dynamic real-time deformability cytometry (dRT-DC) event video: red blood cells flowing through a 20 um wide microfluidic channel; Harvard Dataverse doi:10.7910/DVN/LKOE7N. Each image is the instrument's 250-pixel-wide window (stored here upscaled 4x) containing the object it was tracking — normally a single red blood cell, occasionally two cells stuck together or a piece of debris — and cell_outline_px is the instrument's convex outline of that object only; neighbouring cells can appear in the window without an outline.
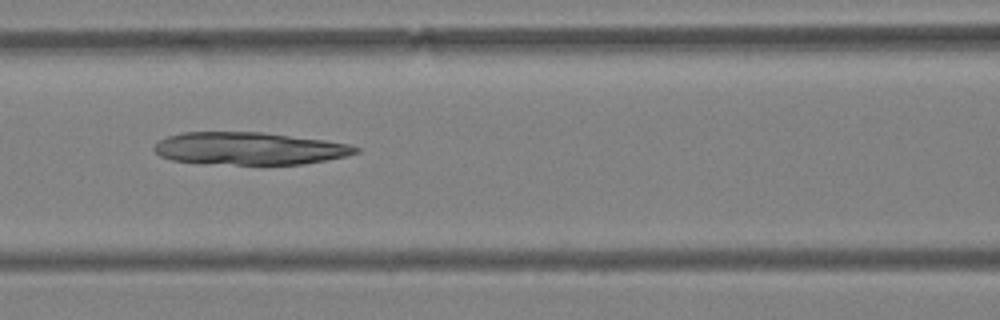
{"species": "Egyptian fruit bat (a non-hibernating species)", "species_latin": "Rousettus aegyptiacus", "temperature_condition": "warm", "stored_images_in_passage": 36, "camera_frame_rate_fps": 3000, "um_per_image_px": 0.085, "animal": {"sex": "female"}, "frame": {"image": 1, "passage_image": 17, "time_ms": 5.333, "image_size_px": [1000, 320], "cell_outline_px": [[360, 152], [344, 156], [304, 164], [236, 164], [172, 160], [160, 156], [152, 148], [160, 140], [168, 136], [184, 132], [260, 132], [324, 140], [348, 144], [360, 148]], "centroid_in_image_um": [21.2, 12.61], "position_along_channel_um": 145.4, "area_um2": 37.57}}
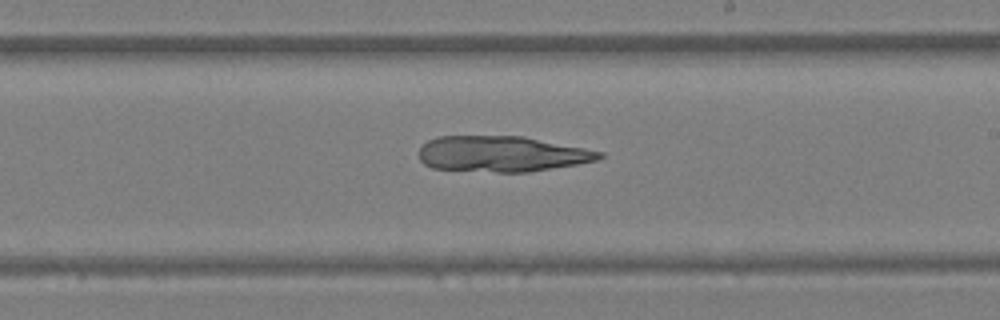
{"frame": {"image": 2, "passage_image": 25, "time_ms": 8.0, "image_size_px": [1000, 320], "cell_outline_px": [[604, 156], [596, 160], [576, 164], [528, 172], [496, 172], [432, 168], [424, 164], [420, 160], [420, 148], [428, 140], [436, 136], [524, 136], [604, 152]], "centroid_in_image_um": [42.64, 13.08], "position_along_channel_um": 246.4, "area_um2": 37.45}}
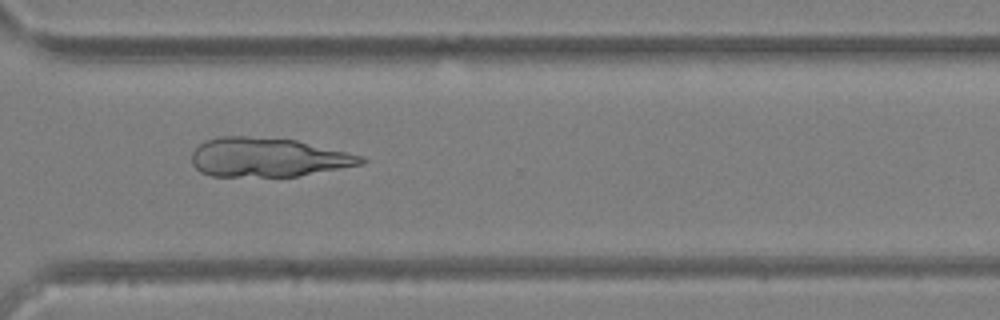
{"frame": {"image": 3, "passage_image": 33, "time_ms": 10.667, "image_size_px": [1000, 320], "cell_outline_px": [[368, 160], [364, 164], [296, 176], [212, 176], [200, 172], [192, 164], [192, 152], [204, 140], [220, 136], [248, 136], [296, 140], [364, 156]], "centroid_in_image_um": [22.77, 13.37], "position_along_channel_um": 347.8, "area_um2": 38.55}}